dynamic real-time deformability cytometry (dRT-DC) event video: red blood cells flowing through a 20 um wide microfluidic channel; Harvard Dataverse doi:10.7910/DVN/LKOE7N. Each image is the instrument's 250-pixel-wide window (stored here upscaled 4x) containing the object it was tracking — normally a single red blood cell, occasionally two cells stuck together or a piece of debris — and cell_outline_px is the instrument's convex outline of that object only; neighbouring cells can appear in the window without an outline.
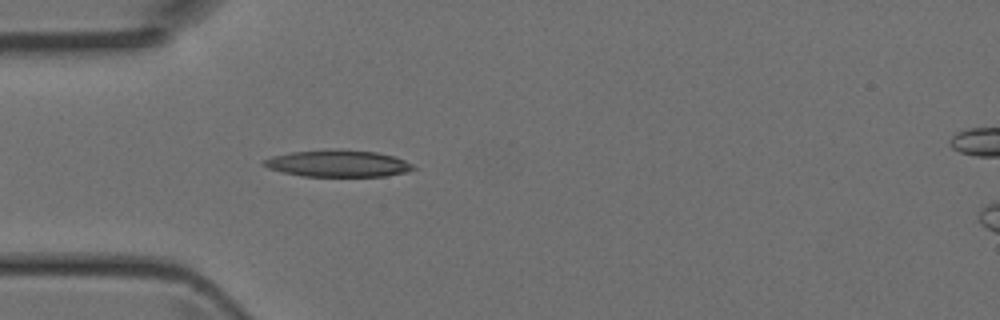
{"species": "Egyptian fruit bat (a non-hibernating species)", "species_latin": "Rousettus aegyptiacus", "temperature_condition": "room temperature", "stored_images_in_passage": 4, "camera_frame_rate_fps": 3000, "um_per_image_px": 0.085, "animal": {"sex": "female"}, "frame": {"image": 1, "passage_image": 4, "time_ms": 1.0, "image_size_px": [1000, 320], "cell_outline_px": [[416, 168], [408, 172], [384, 176], [300, 176], [280, 172], [268, 168], [260, 164], [264, 160], [272, 156], [292, 152], [332, 148], [376, 152], [392, 156], [404, 160], [412, 164]], "centroid_in_image_um": [28.69, 13.89], "position_along_channel_um": 56.3, "area_um2": 23.52}}